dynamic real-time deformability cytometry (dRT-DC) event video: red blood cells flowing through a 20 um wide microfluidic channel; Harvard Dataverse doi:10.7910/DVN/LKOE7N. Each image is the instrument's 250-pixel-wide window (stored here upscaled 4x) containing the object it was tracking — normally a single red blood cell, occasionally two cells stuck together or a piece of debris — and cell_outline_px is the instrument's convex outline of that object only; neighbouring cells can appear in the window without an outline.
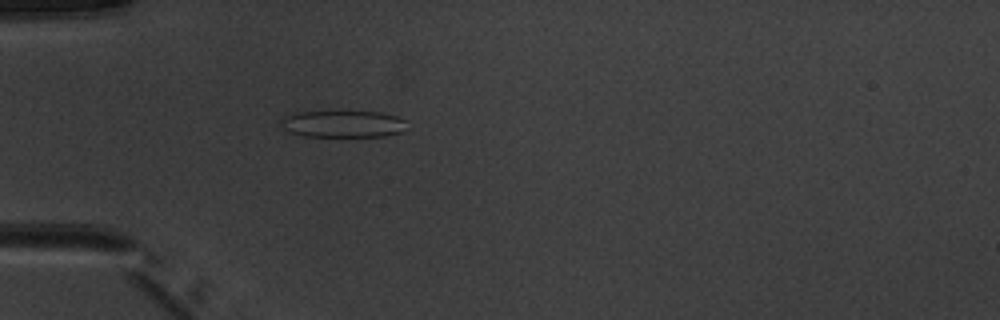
{"species": "common noctule bat (a hibernating species)", "species_latin": "Nyctalus noctula", "temperature_condition": "warm", "stored_images_in_passage": 50, "camera_frame_rate_fps": 3000, "um_per_image_px": 0.085, "animal": {"sex": "male", "body_mass_g": 20.1, "forearm_length_mm": 53.5}, "frame": {"image": 1, "passage_image": 15, "time_ms": 4.667, "image_size_px": [1000, 320], "cell_outline_px": [[404, 120], [400, 132], [384, 136], [304, 136], [292, 132], [284, 128], [280, 124], [280, 120], [284, 116], [296, 112], [328, 108], [380, 112], [396, 116]], "centroid_in_image_um": [29.05, 10.46], "position_along_channel_um": 56.0, "area_um2": 20.46}}
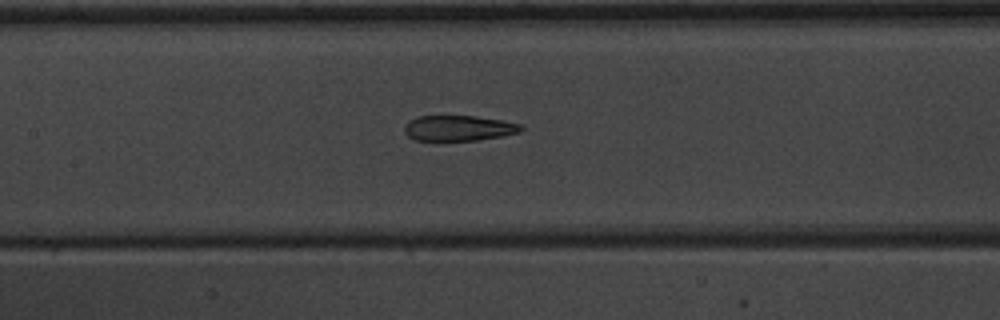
{"frame": {"image": 2, "passage_image": 24, "time_ms": 7.667, "image_size_px": [1000, 320], "cell_outline_px": [[524, 128], [520, 132], [500, 136], [476, 140], [416, 140], [408, 136], [404, 132], [404, 128], [408, 120], [420, 116], [476, 116], [504, 120], [520, 124]], "centroid_in_image_um": [38.99, 10.88], "position_along_channel_um": 168.4, "area_um2": 17.22}}
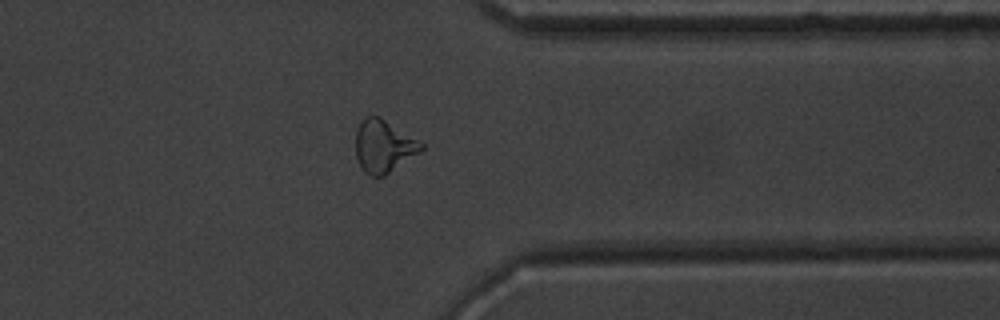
{"frame": {"image": 3, "passage_image": 40, "time_ms": 13.0, "image_size_px": [1000, 320], "cell_outline_px": [[424, 148], [420, 152], [384, 176], [372, 176], [364, 172], [356, 156], [356, 132], [360, 120], [364, 116], [380, 116], [420, 140], [424, 144]], "centroid_in_image_um": [32.62, 12.4], "position_along_channel_um": 378.8, "area_um2": 20.23}, "authors_computed_cell_mechanics": {"area_um2": 20.3456, "velocity_mm_per_s": 4.0244, "shape_relaxation_time_tau1_ms": null, "shape_relaxation_time_tau2_ms": 1.4134, "deformation_change_tau1": null, "deformation_change_tau2": 0.1009}}